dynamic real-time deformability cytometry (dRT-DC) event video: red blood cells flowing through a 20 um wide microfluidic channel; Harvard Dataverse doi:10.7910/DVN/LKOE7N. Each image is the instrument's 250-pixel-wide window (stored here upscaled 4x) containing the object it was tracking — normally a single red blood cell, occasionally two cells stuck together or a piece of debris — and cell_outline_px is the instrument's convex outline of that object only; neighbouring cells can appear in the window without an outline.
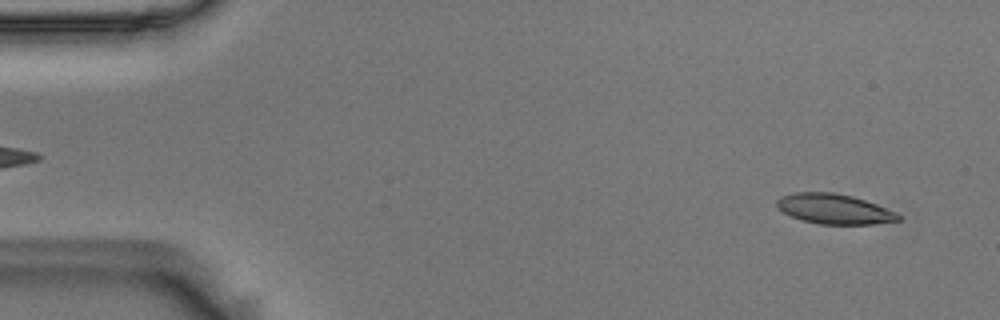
{"species": "Egyptian fruit bat (a non-hibernating species)", "species_latin": "Rousettus aegyptiacus", "temperature_condition": "room temperature", "stored_images_in_passage": 54, "camera_frame_rate_fps": 3000, "um_per_image_px": 0.085, "animal": {"sex": "male"}, "frame": {"image": 1, "passage_image": 3, "time_ms": 0.667, "image_size_px": [1000, 320], "cell_outline_px": [[904, 216], [900, 220], [872, 224], [820, 224], [804, 220], [792, 216], [776, 208], [776, 200], [780, 196], [792, 192], [832, 192], [852, 196], [876, 204], [896, 212]], "centroid_in_image_um": [70.9, 17.75], "position_along_channel_um": 14.1, "area_um2": 21.27}}
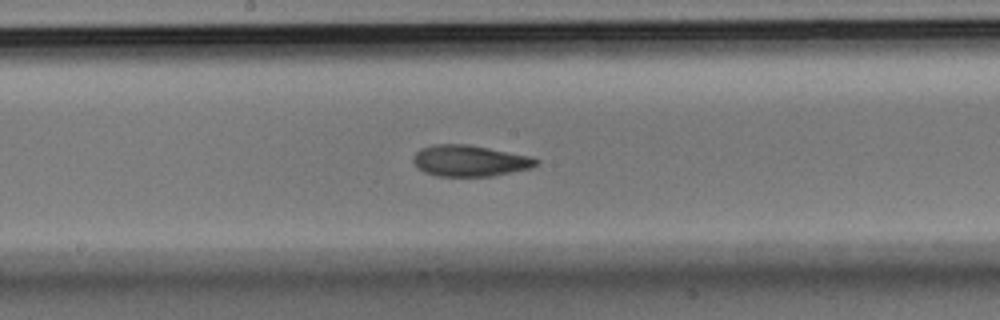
{"frame": {"image": 2, "passage_image": 28, "time_ms": 9.0, "image_size_px": [1000, 320], "cell_outline_px": [[540, 160], [532, 168], [492, 176], [436, 176], [424, 172], [416, 168], [412, 160], [412, 156], [420, 148], [432, 144], [468, 144], [532, 156]], "centroid_in_image_um": [39.9, 13.66], "position_along_channel_um": 208.3, "area_um2": 22.66}}
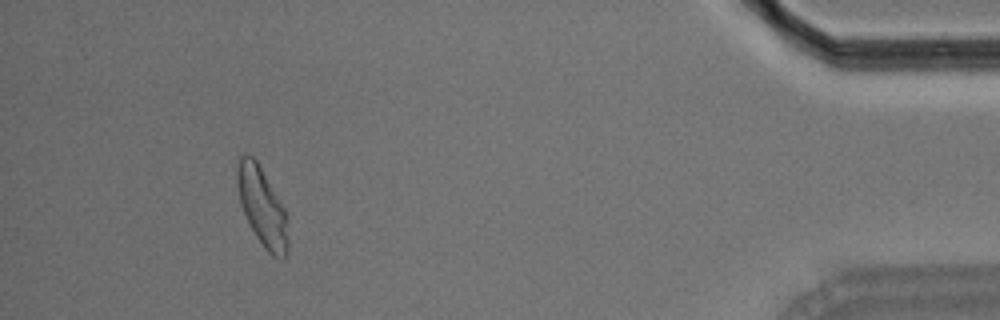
{"frame": {"image": 3, "passage_image": 50, "time_ms": 16.333, "image_size_px": [1000, 320], "cell_outline_px": [[288, 252], [284, 256], [272, 256], [264, 248], [256, 236], [240, 204], [236, 184], [236, 164], [240, 156], [244, 152], [248, 152], [256, 160], [284, 208], [288, 216]], "centroid_in_image_um": [22.27, 17.53], "position_along_channel_um": 412.9, "area_um2": 23.29}, "authors_computed_cell_mechanics": {"area_um2": 22.3975, "velocity_mm_per_s": 3.636, "shape_relaxation_time_tau1_ms": 3.5988, "shape_relaxation_time_tau2_ms": 3.0572, "deformation_change_tau1": 0.1596, "deformation_change_tau2": 0.076}}